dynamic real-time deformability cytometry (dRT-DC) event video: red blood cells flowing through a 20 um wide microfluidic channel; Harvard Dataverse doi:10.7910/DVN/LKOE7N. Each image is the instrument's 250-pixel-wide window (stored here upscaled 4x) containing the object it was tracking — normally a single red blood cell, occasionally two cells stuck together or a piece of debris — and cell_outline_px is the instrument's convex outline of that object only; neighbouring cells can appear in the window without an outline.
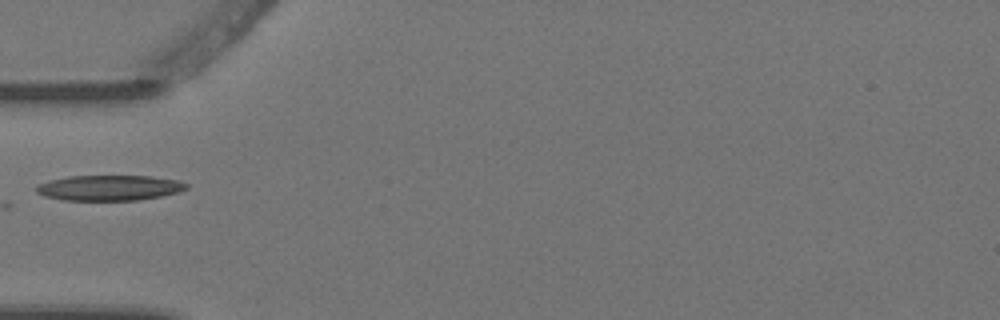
{"species": "Egyptian fruit bat (a non-hibernating species)", "species_latin": "Rousettus aegyptiacus", "temperature_condition": "warm", "stored_images_in_passage": 2, "camera_frame_rate_fps": 3000, "um_per_image_px": 0.085, "animal": {"sex": "female"}, "frame": {"image": 1, "passage_image": 2, "time_ms": 0.333, "image_size_px": [1000, 320], "cell_outline_px": [[188, 188], [180, 192], [140, 200], [64, 200], [44, 196], [36, 192], [36, 184], [68, 176], [152, 176], [176, 180], [188, 184]], "centroid_in_image_um": [9.3, 15.96], "position_along_channel_um": 75.7, "area_um2": 22.2}}